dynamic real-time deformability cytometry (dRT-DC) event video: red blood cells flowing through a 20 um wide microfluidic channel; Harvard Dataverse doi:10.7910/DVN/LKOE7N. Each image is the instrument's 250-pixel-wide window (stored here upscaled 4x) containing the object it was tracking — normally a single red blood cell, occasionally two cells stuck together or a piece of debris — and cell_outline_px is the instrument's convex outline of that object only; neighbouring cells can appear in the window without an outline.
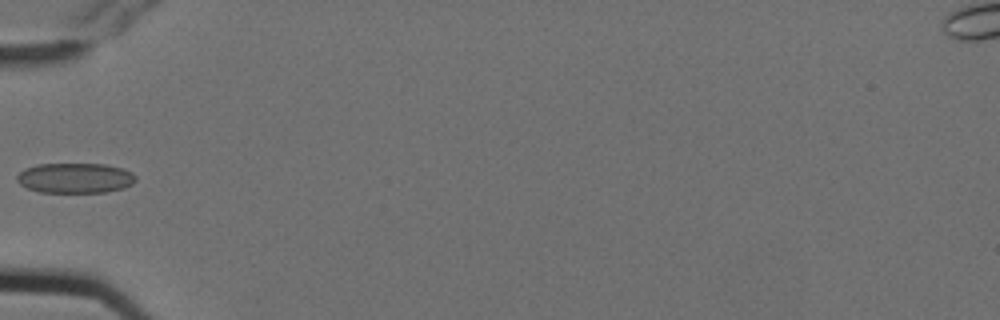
{"species": "Egyptian fruit bat (a non-hibernating species)", "species_latin": "Rousettus aegyptiacus", "temperature_condition": "cold", "stored_images_in_passage": 10, "camera_frame_rate_fps": 3000, "um_per_image_px": 0.085, "animal": {"sex": "female"}, "frame": {"image": 1, "passage_image": 4, "time_ms": 1.0, "image_size_px": [1000, 320], "cell_outline_px": [[136, 180], [132, 184], [124, 188], [104, 192], [40, 192], [28, 188], [20, 184], [16, 180], [16, 176], [24, 168], [36, 164], [104, 164], [124, 168], [132, 172], [136, 176]], "centroid_in_image_um": [6.39, 15.12], "position_along_channel_um": 78.6, "area_um2": 20.98}}
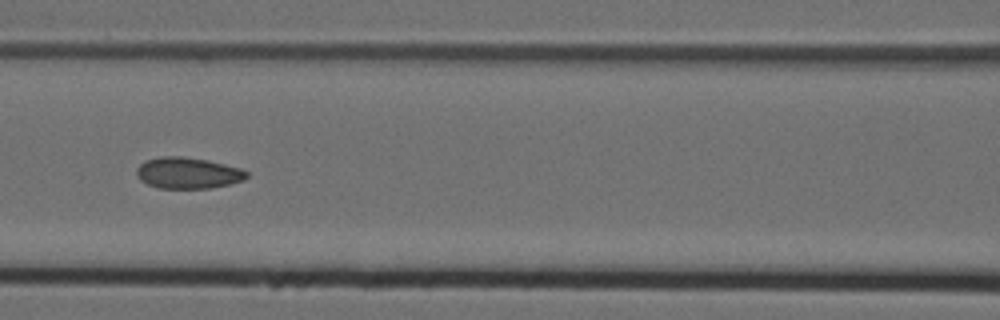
{"frame": {"image": 2, "passage_image": 6, "time_ms": 1.667, "image_size_px": [1000, 320], "cell_outline_px": [[248, 176], [244, 180], [228, 184], [208, 188], [156, 188], [140, 180], [136, 176], [136, 168], [144, 160], [160, 156], [184, 156], [208, 160], [240, 168], [248, 172]], "centroid_in_image_um": [15.93, 14.69], "position_along_channel_um": 150.7, "area_um2": 20.17}}
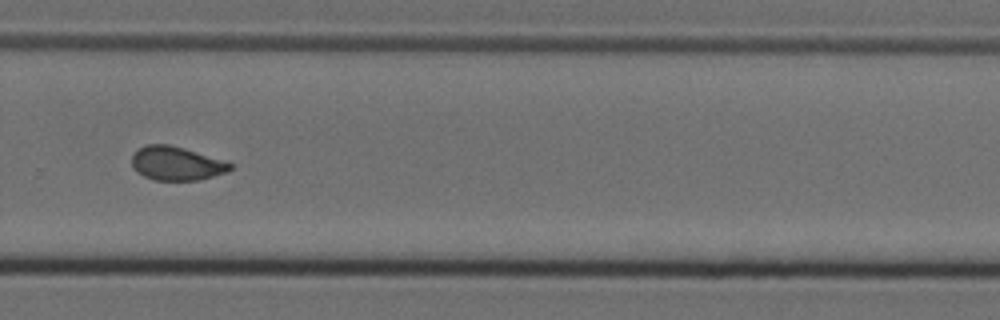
{"frame": {"image": 3, "passage_image": 10, "time_ms": 3.0, "image_size_px": [1000, 320], "cell_outline_px": [[232, 168], [228, 172], [200, 180], [152, 180], [136, 172], [132, 168], [132, 152], [136, 148], [148, 144], [168, 144], [184, 148], [232, 164]], "centroid_in_image_um": [14.92, 13.9], "position_along_channel_um": 314.9, "area_um2": 19.42}}